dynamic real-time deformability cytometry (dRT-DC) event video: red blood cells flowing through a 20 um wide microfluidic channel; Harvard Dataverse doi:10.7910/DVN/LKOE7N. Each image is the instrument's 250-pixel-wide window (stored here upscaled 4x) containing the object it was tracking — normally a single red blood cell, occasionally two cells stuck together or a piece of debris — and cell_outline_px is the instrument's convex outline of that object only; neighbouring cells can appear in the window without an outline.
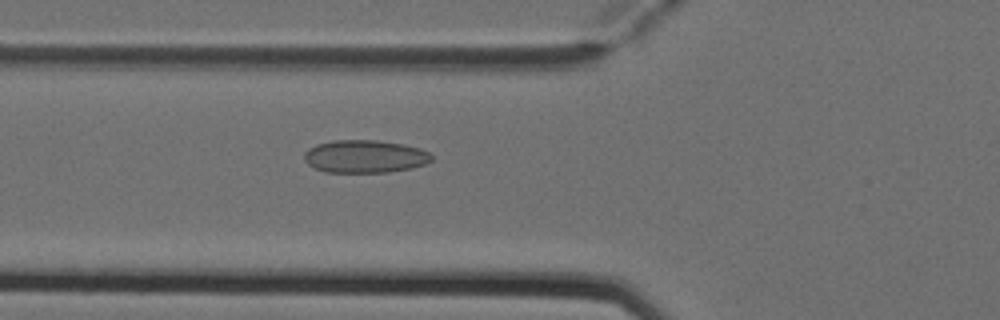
{"species": "Egyptian fruit bat (a non-hibernating species)", "species_latin": "Rousettus aegyptiacus", "temperature_condition": "cold", "stored_images_in_passage": 5, "camera_frame_rate_fps": 3000, "um_per_image_px": 0.085, "animal": {"sex": "female"}, "frame": {"image": 1, "passage_image": 5, "time_ms": 1.333, "image_size_px": [1000, 320], "cell_outline_px": [[432, 160], [424, 164], [412, 168], [388, 172], [324, 172], [308, 164], [304, 160], [304, 152], [308, 148], [316, 144], [332, 140], [376, 140], [404, 144], [420, 148], [428, 152], [432, 156]], "centroid_in_image_um": [31.0, 13.29], "position_along_channel_um": 94.8, "area_um2": 24.45}}